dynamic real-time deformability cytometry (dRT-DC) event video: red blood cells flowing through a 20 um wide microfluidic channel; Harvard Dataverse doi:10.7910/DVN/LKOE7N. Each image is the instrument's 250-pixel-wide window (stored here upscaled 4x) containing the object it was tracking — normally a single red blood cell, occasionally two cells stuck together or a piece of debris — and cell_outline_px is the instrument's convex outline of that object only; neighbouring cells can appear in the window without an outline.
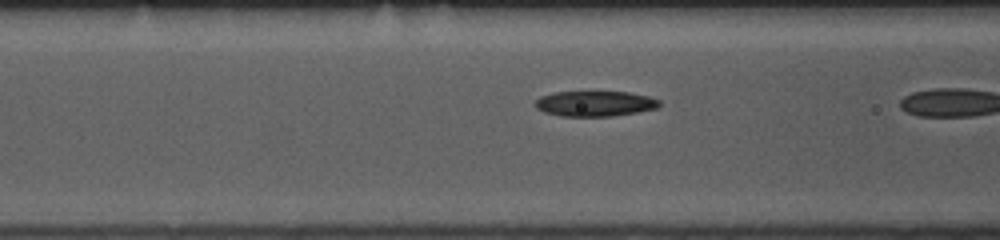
{"species": "common noctule bat (a hibernating species)", "species_latin": "Nyctalus noctula", "temperature_condition": "room temperature", "stored_images_in_passage": 19, "camera_frame_rate_fps": 3000, "um_per_image_px": 0.085, "animal": {"sex": "female", "body_mass_g": 10.0, "forearm_length_mm": 53.1}, "frame": {"image": 1, "passage_image": 18, "time_ms": 5.667, "image_size_px": [1000, 240], "cell_outline_px": [[660, 108], [612, 116], [560, 116], [544, 112], [536, 108], [532, 104], [540, 96], [552, 92], [628, 92], [648, 96], [660, 100]], "centroid_in_image_um": [50.55, 8.81], "position_along_channel_um": 116.1, "area_um2": 18.5}}